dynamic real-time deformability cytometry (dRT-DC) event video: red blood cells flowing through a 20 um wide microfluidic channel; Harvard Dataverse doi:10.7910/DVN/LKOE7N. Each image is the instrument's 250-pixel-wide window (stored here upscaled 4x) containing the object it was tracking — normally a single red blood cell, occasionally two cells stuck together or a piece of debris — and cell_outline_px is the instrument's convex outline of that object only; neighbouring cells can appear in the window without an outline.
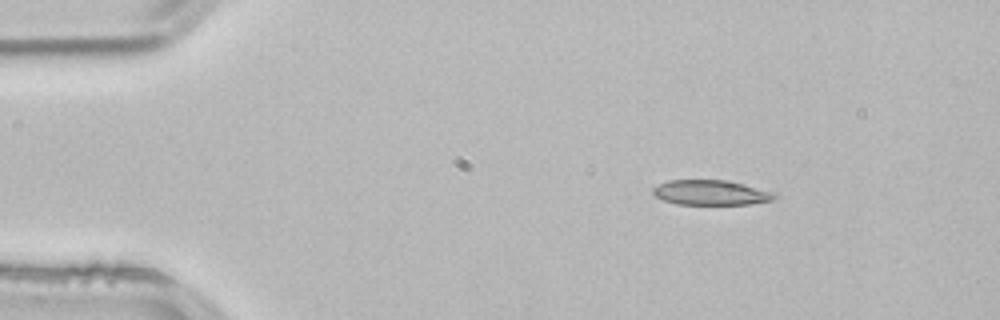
{"species": "common noctule bat (a hibernating species)", "species_latin": "Nyctalus noctula", "temperature_condition": "room temperature", "stored_images_in_passage": 46, "camera_frame_rate_fps": 3000, "um_per_image_px": 0.085, "animal": {"sex": "male", "body_mass_g": 21.5, "forearm_length_mm": 52.0}, "frame": {"image": 1, "passage_image": 1, "time_ms": 0.0, "image_size_px": [1000, 320], "cell_outline_px": [[780, 196], [772, 200], [752, 204], [676, 204], [664, 200], [656, 196], [652, 192], [652, 188], [668, 180], [724, 180], [776, 192]], "centroid_in_image_um": [60.46, 16.37], "position_along_channel_um": 24.5, "area_um2": 17.63}}
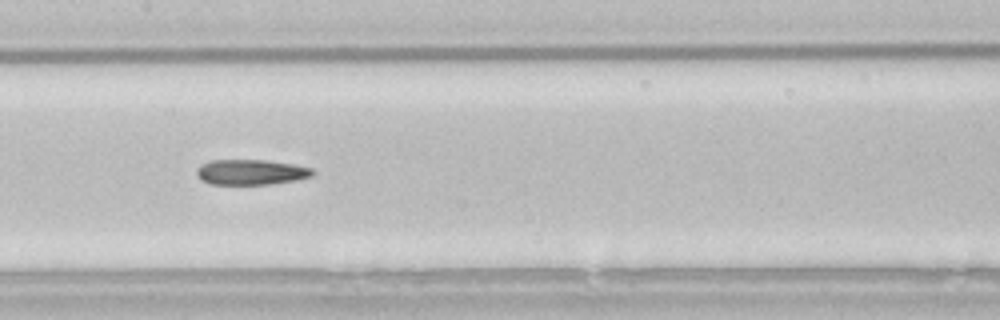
{"frame": {"image": 2, "passage_image": 19, "time_ms": 6.0, "image_size_px": [1000, 320], "cell_outline_px": [[316, 172], [312, 176], [296, 180], [272, 184], [208, 184], [200, 180], [196, 176], [196, 168], [200, 164], [212, 160], [264, 160], [292, 164], [312, 168]], "centroid_in_image_um": [21.29, 14.63], "position_along_channel_um": 186.1, "area_um2": 17.28}}
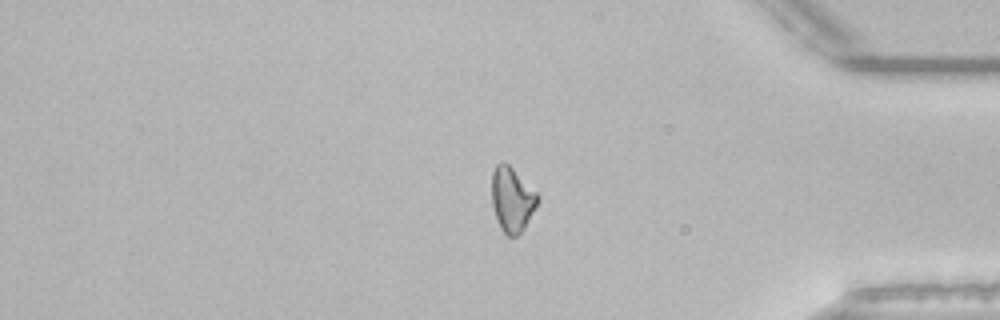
{"frame": {"image": 3, "passage_image": 37, "time_ms": 12.0, "image_size_px": [1000, 320], "cell_outline_px": [[536, 204], [524, 228], [516, 236], [508, 236], [500, 228], [496, 220], [492, 204], [492, 172], [496, 164], [504, 160], [536, 192]], "centroid_in_image_um": [43.46, 16.94], "position_along_channel_um": 391.7, "area_um2": 16.88}, "authors_computed_cell_mechanics": {"area_um2": 17.6579, "velocity_mm_per_s": 3.8466, "shape_relaxation_time_tau1_ms": 10.2867, "shape_relaxation_time_tau2_ms": 7.5563, "deformation_change_tau1": 0.1999, "deformation_change_tau2": 0.1461}}